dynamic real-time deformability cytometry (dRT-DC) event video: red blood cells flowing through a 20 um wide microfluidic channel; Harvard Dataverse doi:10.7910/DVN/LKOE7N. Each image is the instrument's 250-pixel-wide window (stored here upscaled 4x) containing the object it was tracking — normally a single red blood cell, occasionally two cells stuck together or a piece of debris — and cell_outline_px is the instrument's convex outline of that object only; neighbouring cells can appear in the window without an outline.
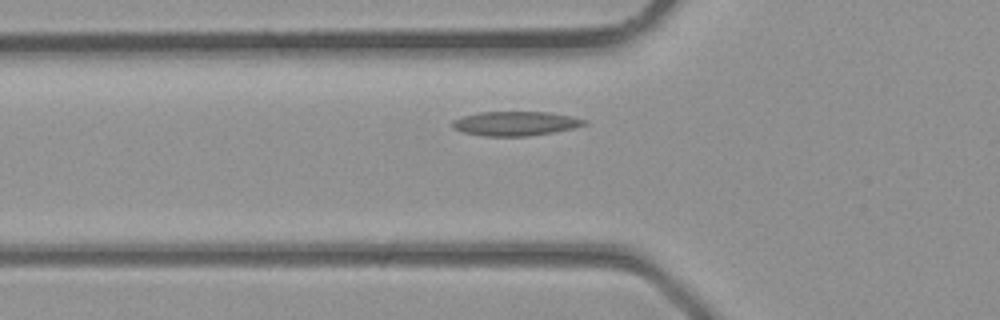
{"species": "common noctule bat (a hibernating species)", "species_latin": "Nyctalus noctula", "temperature_condition": "room temperature", "stored_images_in_passage": 23, "camera_frame_rate_fps": 3000, "um_per_image_px": 0.085, "animal": {"sex": "male", "body_mass_g": 23.1, "forearm_length_mm": 52.7}, "frame": {"image": 1, "passage_image": 2, "time_ms": 0.333, "image_size_px": [1000, 320], "cell_outline_px": [[588, 124], [576, 128], [528, 136], [484, 136], [464, 132], [452, 128], [452, 120], [464, 116], [480, 112], [548, 112], [572, 116], [588, 120]], "centroid_in_image_um": [43.86, 10.5], "position_along_channel_um": 81.9, "area_um2": 18.73}}
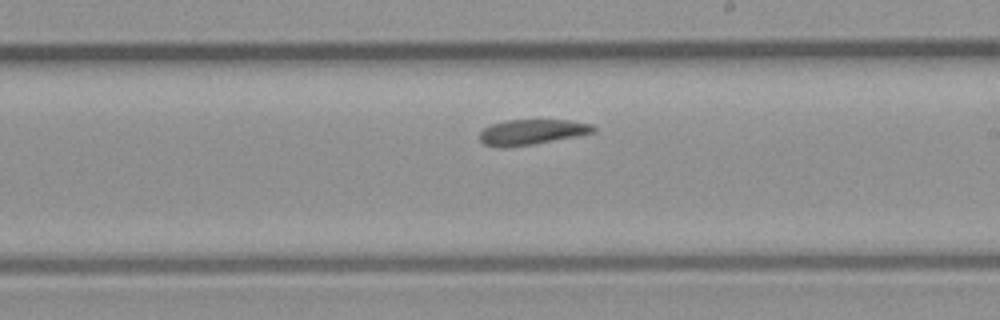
{"frame": {"image": 2, "passage_image": 11, "time_ms": 3.333, "image_size_px": [1000, 320], "cell_outline_px": [[596, 132], [576, 136], [532, 144], [484, 144], [480, 140], [480, 132], [484, 128], [492, 124], [504, 120], [568, 120], [592, 124], [596, 128]], "centroid_in_image_um": [45.3, 11.17], "position_along_channel_um": 243.7, "area_um2": 16.01}}
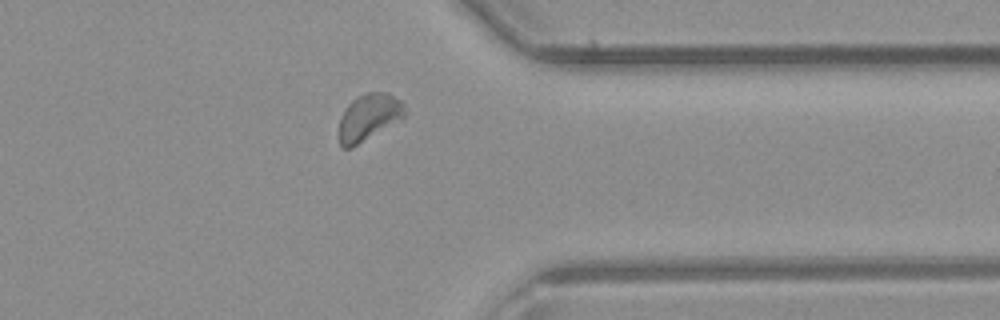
{"frame": {"image": 3, "passage_image": 19, "time_ms": 6.0, "image_size_px": [1000, 320], "cell_outline_px": [[404, 116], [352, 148], [340, 148], [336, 132], [340, 116], [344, 108], [356, 96], [364, 92], [388, 92], [400, 100], [404, 104]], "centroid_in_image_um": [31.24, 9.96], "position_along_channel_um": 380.2, "area_um2": 18.15}}